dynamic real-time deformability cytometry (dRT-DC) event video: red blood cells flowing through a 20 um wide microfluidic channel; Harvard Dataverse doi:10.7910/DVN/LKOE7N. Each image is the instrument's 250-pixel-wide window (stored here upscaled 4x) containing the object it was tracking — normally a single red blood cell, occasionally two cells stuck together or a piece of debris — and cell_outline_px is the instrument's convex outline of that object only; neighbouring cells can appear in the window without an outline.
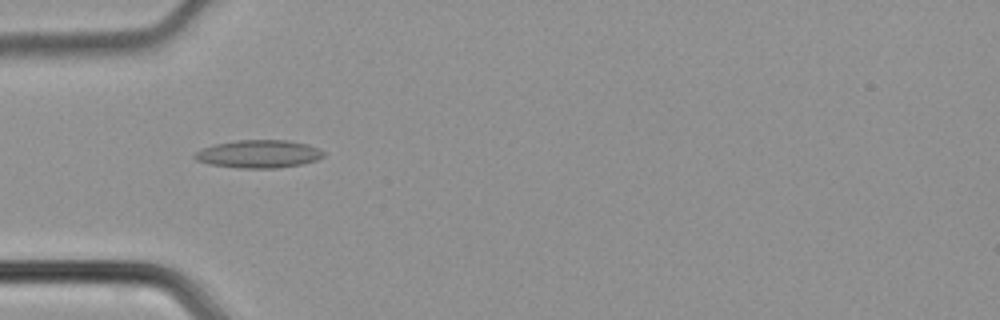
{"species": "common noctule bat (a hibernating species)", "species_latin": "Nyctalus noctula", "temperature_condition": "cold", "stored_images_in_passage": 44, "camera_frame_rate_fps": 3000, "um_per_image_px": 0.085, "animal": {"sex": "male", "body_mass_g": 21.5, "forearm_length_mm": 52.0}, "frame": {"image": 1, "passage_image": 12, "time_ms": 3.667, "image_size_px": [1000, 320], "cell_outline_px": [[324, 156], [316, 160], [300, 164], [276, 168], [240, 168], [212, 164], [196, 160], [192, 156], [196, 152], [204, 148], [216, 144], [236, 140], [288, 140], [308, 144], [320, 148], [324, 152]], "centroid_in_image_um": [22.02, 13.08], "position_along_channel_um": 63.0, "area_um2": 20.81}}
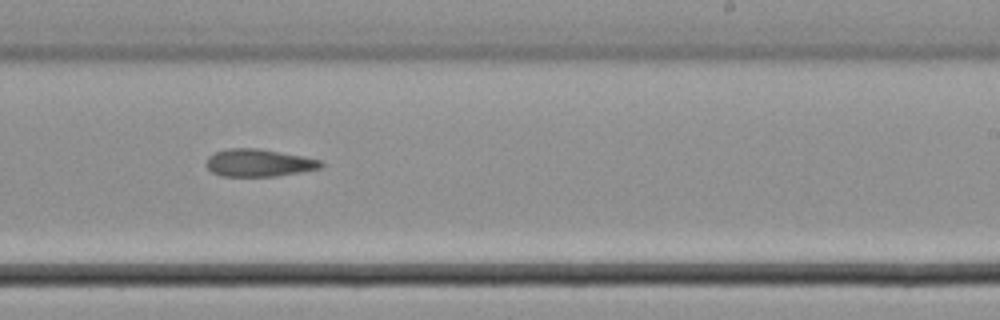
{"frame": {"image": 2, "passage_image": 26, "time_ms": 8.333, "image_size_px": [1000, 320], "cell_outline_px": [[324, 164], [320, 168], [300, 172], [276, 176], [220, 176], [212, 172], [204, 164], [208, 156], [216, 152], [228, 148], [256, 148], [300, 156], [320, 160]], "centroid_in_image_um": [21.94, 13.85], "position_along_channel_um": 267.1, "area_um2": 18.21}}
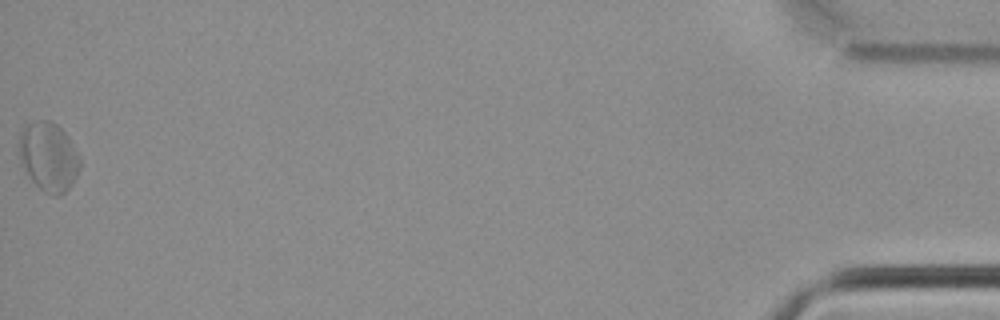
{"frame": {"image": 3, "passage_image": 44, "time_ms": 14.333, "image_size_px": [1000, 320], "cell_outline_px": [[80, 168], [72, 184], [60, 196], [56, 196], [44, 192], [32, 180], [20, 156], [20, 132], [28, 124], [40, 120], [48, 120], [56, 124], [68, 136], [80, 156]], "centroid_in_image_um": [4.18, 13.32], "position_along_channel_um": 431.0, "area_um2": 23.93}}